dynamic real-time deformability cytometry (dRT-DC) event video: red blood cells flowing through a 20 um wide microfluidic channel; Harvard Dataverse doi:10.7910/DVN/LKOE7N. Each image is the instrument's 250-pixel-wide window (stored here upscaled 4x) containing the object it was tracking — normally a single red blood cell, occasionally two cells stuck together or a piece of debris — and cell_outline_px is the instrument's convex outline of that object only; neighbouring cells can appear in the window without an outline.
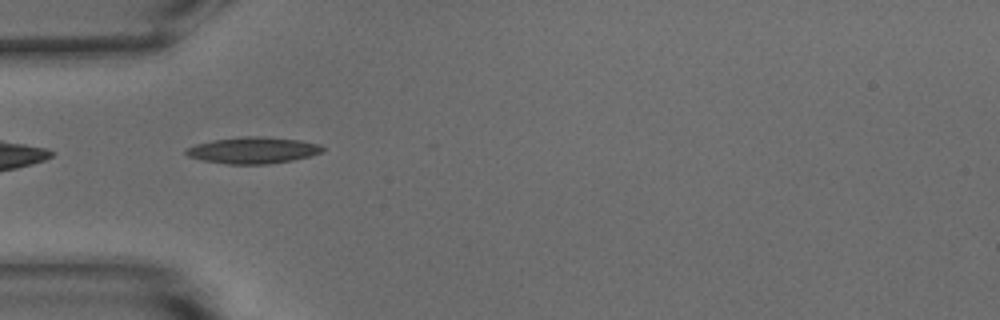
{"species": "common noctule bat (a hibernating species)", "species_latin": "Nyctalus noctula", "temperature_condition": "warm", "stored_images_in_passage": 5, "camera_frame_rate_fps": 3000, "um_per_image_px": 0.085, "animal": {"sex": "male", "body_mass_g": 15.6}, "frame": {"image": 1, "passage_image": 2, "time_ms": 0.333, "image_size_px": [1000, 320], "cell_outline_px": [[324, 152], [292, 160], [268, 164], [228, 164], [204, 160], [188, 156], [184, 152], [184, 148], [196, 144], [212, 140], [240, 136], [260, 136], [300, 140], [320, 144], [324, 148]], "centroid_in_image_um": [21.49, 12.76], "position_along_channel_um": 63.5, "area_um2": 21.1}}